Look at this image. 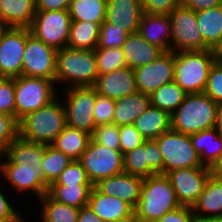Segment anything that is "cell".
Listing matches in <instances>:
<instances>
[{
    "label": "cell",
    "instance_id": "cell-1",
    "mask_svg": "<svg viewBox=\"0 0 222 222\" xmlns=\"http://www.w3.org/2000/svg\"><path fill=\"white\" fill-rule=\"evenodd\" d=\"M45 144L22 139L19 135L10 143L0 158V174L17 193L31 191L42 198L49 189L41 168Z\"/></svg>",
    "mask_w": 222,
    "mask_h": 222
},
{
    "label": "cell",
    "instance_id": "cell-2",
    "mask_svg": "<svg viewBox=\"0 0 222 222\" xmlns=\"http://www.w3.org/2000/svg\"><path fill=\"white\" fill-rule=\"evenodd\" d=\"M59 98L22 118L18 122V135L30 142L51 145L67 125L65 108Z\"/></svg>",
    "mask_w": 222,
    "mask_h": 222
},
{
    "label": "cell",
    "instance_id": "cell-3",
    "mask_svg": "<svg viewBox=\"0 0 222 222\" xmlns=\"http://www.w3.org/2000/svg\"><path fill=\"white\" fill-rule=\"evenodd\" d=\"M179 206L169 178L165 174H154L143 180L134 217L139 222H156Z\"/></svg>",
    "mask_w": 222,
    "mask_h": 222
},
{
    "label": "cell",
    "instance_id": "cell-4",
    "mask_svg": "<svg viewBox=\"0 0 222 222\" xmlns=\"http://www.w3.org/2000/svg\"><path fill=\"white\" fill-rule=\"evenodd\" d=\"M218 106L204 92L187 94L171 115V129L190 136L215 128Z\"/></svg>",
    "mask_w": 222,
    "mask_h": 222
},
{
    "label": "cell",
    "instance_id": "cell-5",
    "mask_svg": "<svg viewBox=\"0 0 222 222\" xmlns=\"http://www.w3.org/2000/svg\"><path fill=\"white\" fill-rule=\"evenodd\" d=\"M98 69L94 50H57L55 85L67 84L66 88L94 86Z\"/></svg>",
    "mask_w": 222,
    "mask_h": 222
},
{
    "label": "cell",
    "instance_id": "cell-6",
    "mask_svg": "<svg viewBox=\"0 0 222 222\" xmlns=\"http://www.w3.org/2000/svg\"><path fill=\"white\" fill-rule=\"evenodd\" d=\"M215 61V51L211 49L176 51L173 81L186 94L202 93Z\"/></svg>",
    "mask_w": 222,
    "mask_h": 222
},
{
    "label": "cell",
    "instance_id": "cell-7",
    "mask_svg": "<svg viewBox=\"0 0 222 222\" xmlns=\"http://www.w3.org/2000/svg\"><path fill=\"white\" fill-rule=\"evenodd\" d=\"M15 82V119L19 122L27 114L54 100L58 93L54 81L21 75ZM55 86V87H54Z\"/></svg>",
    "mask_w": 222,
    "mask_h": 222
},
{
    "label": "cell",
    "instance_id": "cell-8",
    "mask_svg": "<svg viewBox=\"0 0 222 222\" xmlns=\"http://www.w3.org/2000/svg\"><path fill=\"white\" fill-rule=\"evenodd\" d=\"M154 140L163 157V174L181 168L206 167L201 163L189 135L171 129Z\"/></svg>",
    "mask_w": 222,
    "mask_h": 222
},
{
    "label": "cell",
    "instance_id": "cell-9",
    "mask_svg": "<svg viewBox=\"0 0 222 222\" xmlns=\"http://www.w3.org/2000/svg\"><path fill=\"white\" fill-rule=\"evenodd\" d=\"M62 100L66 124L92 135L95 125L96 89L93 86L65 88Z\"/></svg>",
    "mask_w": 222,
    "mask_h": 222
},
{
    "label": "cell",
    "instance_id": "cell-10",
    "mask_svg": "<svg viewBox=\"0 0 222 222\" xmlns=\"http://www.w3.org/2000/svg\"><path fill=\"white\" fill-rule=\"evenodd\" d=\"M71 16L69 10L36 11L30 33L56 50L67 47Z\"/></svg>",
    "mask_w": 222,
    "mask_h": 222
},
{
    "label": "cell",
    "instance_id": "cell-11",
    "mask_svg": "<svg viewBox=\"0 0 222 222\" xmlns=\"http://www.w3.org/2000/svg\"><path fill=\"white\" fill-rule=\"evenodd\" d=\"M79 161L93 185L100 179L124 172L121 150H114L100 145L92 139H90Z\"/></svg>",
    "mask_w": 222,
    "mask_h": 222
},
{
    "label": "cell",
    "instance_id": "cell-12",
    "mask_svg": "<svg viewBox=\"0 0 222 222\" xmlns=\"http://www.w3.org/2000/svg\"><path fill=\"white\" fill-rule=\"evenodd\" d=\"M171 51L208 50L197 25L196 12L180 4L169 15Z\"/></svg>",
    "mask_w": 222,
    "mask_h": 222
},
{
    "label": "cell",
    "instance_id": "cell-13",
    "mask_svg": "<svg viewBox=\"0 0 222 222\" xmlns=\"http://www.w3.org/2000/svg\"><path fill=\"white\" fill-rule=\"evenodd\" d=\"M57 50L48 46L26 28V46L22 64V75L49 79L55 82Z\"/></svg>",
    "mask_w": 222,
    "mask_h": 222
},
{
    "label": "cell",
    "instance_id": "cell-14",
    "mask_svg": "<svg viewBox=\"0 0 222 222\" xmlns=\"http://www.w3.org/2000/svg\"><path fill=\"white\" fill-rule=\"evenodd\" d=\"M175 191L178 202L192 207L211 176L209 167L181 168L165 174Z\"/></svg>",
    "mask_w": 222,
    "mask_h": 222
},
{
    "label": "cell",
    "instance_id": "cell-15",
    "mask_svg": "<svg viewBox=\"0 0 222 222\" xmlns=\"http://www.w3.org/2000/svg\"><path fill=\"white\" fill-rule=\"evenodd\" d=\"M174 51L163 52L156 60L133 69L138 92L151 95L164 84L173 81L174 77Z\"/></svg>",
    "mask_w": 222,
    "mask_h": 222
},
{
    "label": "cell",
    "instance_id": "cell-16",
    "mask_svg": "<svg viewBox=\"0 0 222 222\" xmlns=\"http://www.w3.org/2000/svg\"><path fill=\"white\" fill-rule=\"evenodd\" d=\"M26 28L8 27L0 39V77L22 75Z\"/></svg>",
    "mask_w": 222,
    "mask_h": 222
},
{
    "label": "cell",
    "instance_id": "cell-17",
    "mask_svg": "<svg viewBox=\"0 0 222 222\" xmlns=\"http://www.w3.org/2000/svg\"><path fill=\"white\" fill-rule=\"evenodd\" d=\"M124 172L142 178L163 174V157L154 139L123 155Z\"/></svg>",
    "mask_w": 222,
    "mask_h": 222
},
{
    "label": "cell",
    "instance_id": "cell-18",
    "mask_svg": "<svg viewBox=\"0 0 222 222\" xmlns=\"http://www.w3.org/2000/svg\"><path fill=\"white\" fill-rule=\"evenodd\" d=\"M143 180L142 177L122 172L100 179L94 187L103 194L121 199L135 209L140 198Z\"/></svg>",
    "mask_w": 222,
    "mask_h": 222
},
{
    "label": "cell",
    "instance_id": "cell-19",
    "mask_svg": "<svg viewBox=\"0 0 222 222\" xmlns=\"http://www.w3.org/2000/svg\"><path fill=\"white\" fill-rule=\"evenodd\" d=\"M96 92L117 100L137 92L134 70L128 66L98 75Z\"/></svg>",
    "mask_w": 222,
    "mask_h": 222
},
{
    "label": "cell",
    "instance_id": "cell-20",
    "mask_svg": "<svg viewBox=\"0 0 222 222\" xmlns=\"http://www.w3.org/2000/svg\"><path fill=\"white\" fill-rule=\"evenodd\" d=\"M144 13L139 0H107L106 21L127 34L138 32Z\"/></svg>",
    "mask_w": 222,
    "mask_h": 222
},
{
    "label": "cell",
    "instance_id": "cell-21",
    "mask_svg": "<svg viewBox=\"0 0 222 222\" xmlns=\"http://www.w3.org/2000/svg\"><path fill=\"white\" fill-rule=\"evenodd\" d=\"M88 206L103 222H118L134 217V209L121 199L91 189Z\"/></svg>",
    "mask_w": 222,
    "mask_h": 222
},
{
    "label": "cell",
    "instance_id": "cell-22",
    "mask_svg": "<svg viewBox=\"0 0 222 222\" xmlns=\"http://www.w3.org/2000/svg\"><path fill=\"white\" fill-rule=\"evenodd\" d=\"M139 34L163 52L171 50V21L166 14L143 13Z\"/></svg>",
    "mask_w": 222,
    "mask_h": 222
},
{
    "label": "cell",
    "instance_id": "cell-23",
    "mask_svg": "<svg viewBox=\"0 0 222 222\" xmlns=\"http://www.w3.org/2000/svg\"><path fill=\"white\" fill-rule=\"evenodd\" d=\"M126 65L132 69L144 66L156 60L163 51L146 41L139 32L128 34L121 47Z\"/></svg>",
    "mask_w": 222,
    "mask_h": 222
},
{
    "label": "cell",
    "instance_id": "cell-24",
    "mask_svg": "<svg viewBox=\"0 0 222 222\" xmlns=\"http://www.w3.org/2000/svg\"><path fill=\"white\" fill-rule=\"evenodd\" d=\"M191 208L198 220L222 216V179L210 176Z\"/></svg>",
    "mask_w": 222,
    "mask_h": 222
},
{
    "label": "cell",
    "instance_id": "cell-25",
    "mask_svg": "<svg viewBox=\"0 0 222 222\" xmlns=\"http://www.w3.org/2000/svg\"><path fill=\"white\" fill-rule=\"evenodd\" d=\"M35 13V0H0V23L6 27L29 28Z\"/></svg>",
    "mask_w": 222,
    "mask_h": 222
},
{
    "label": "cell",
    "instance_id": "cell-26",
    "mask_svg": "<svg viewBox=\"0 0 222 222\" xmlns=\"http://www.w3.org/2000/svg\"><path fill=\"white\" fill-rule=\"evenodd\" d=\"M150 106V96L138 91L117 99L113 123L117 126L134 124L135 120Z\"/></svg>",
    "mask_w": 222,
    "mask_h": 222
},
{
    "label": "cell",
    "instance_id": "cell-27",
    "mask_svg": "<svg viewBox=\"0 0 222 222\" xmlns=\"http://www.w3.org/2000/svg\"><path fill=\"white\" fill-rule=\"evenodd\" d=\"M197 25L205 45L214 50L222 42V8L220 5L196 12Z\"/></svg>",
    "mask_w": 222,
    "mask_h": 222
},
{
    "label": "cell",
    "instance_id": "cell-28",
    "mask_svg": "<svg viewBox=\"0 0 222 222\" xmlns=\"http://www.w3.org/2000/svg\"><path fill=\"white\" fill-rule=\"evenodd\" d=\"M134 126L146 140L156 139L171 130V115L151 105L135 120Z\"/></svg>",
    "mask_w": 222,
    "mask_h": 222
},
{
    "label": "cell",
    "instance_id": "cell-29",
    "mask_svg": "<svg viewBox=\"0 0 222 222\" xmlns=\"http://www.w3.org/2000/svg\"><path fill=\"white\" fill-rule=\"evenodd\" d=\"M203 166L211 167L222 153V136L215 128L190 135Z\"/></svg>",
    "mask_w": 222,
    "mask_h": 222
},
{
    "label": "cell",
    "instance_id": "cell-30",
    "mask_svg": "<svg viewBox=\"0 0 222 222\" xmlns=\"http://www.w3.org/2000/svg\"><path fill=\"white\" fill-rule=\"evenodd\" d=\"M90 139V134L66 125L51 145L72 160H79Z\"/></svg>",
    "mask_w": 222,
    "mask_h": 222
},
{
    "label": "cell",
    "instance_id": "cell-31",
    "mask_svg": "<svg viewBox=\"0 0 222 222\" xmlns=\"http://www.w3.org/2000/svg\"><path fill=\"white\" fill-rule=\"evenodd\" d=\"M100 25L90 21H72L67 47L94 50L99 41Z\"/></svg>",
    "mask_w": 222,
    "mask_h": 222
},
{
    "label": "cell",
    "instance_id": "cell-32",
    "mask_svg": "<svg viewBox=\"0 0 222 222\" xmlns=\"http://www.w3.org/2000/svg\"><path fill=\"white\" fill-rule=\"evenodd\" d=\"M94 185H49L47 194L57 202L81 208L88 205Z\"/></svg>",
    "mask_w": 222,
    "mask_h": 222
},
{
    "label": "cell",
    "instance_id": "cell-33",
    "mask_svg": "<svg viewBox=\"0 0 222 222\" xmlns=\"http://www.w3.org/2000/svg\"><path fill=\"white\" fill-rule=\"evenodd\" d=\"M107 0H71L72 21H90L101 25L106 20Z\"/></svg>",
    "mask_w": 222,
    "mask_h": 222
},
{
    "label": "cell",
    "instance_id": "cell-34",
    "mask_svg": "<svg viewBox=\"0 0 222 222\" xmlns=\"http://www.w3.org/2000/svg\"><path fill=\"white\" fill-rule=\"evenodd\" d=\"M42 222H77L80 208H75L52 199L47 193L38 199Z\"/></svg>",
    "mask_w": 222,
    "mask_h": 222
},
{
    "label": "cell",
    "instance_id": "cell-35",
    "mask_svg": "<svg viewBox=\"0 0 222 222\" xmlns=\"http://www.w3.org/2000/svg\"><path fill=\"white\" fill-rule=\"evenodd\" d=\"M186 95V92L175 81H172L159 87L149 96L152 106L172 115Z\"/></svg>",
    "mask_w": 222,
    "mask_h": 222
},
{
    "label": "cell",
    "instance_id": "cell-36",
    "mask_svg": "<svg viewBox=\"0 0 222 222\" xmlns=\"http://www.w3.org/2000/svg\"><path fill=\"white\" fill-rule=\"evenodd\" d=\"M72 159L52 145L45 144V153L41 168L45 181L50 185L60 176L62 171L71 163Z\"/></svg>",
    "mask_w": 222,
    "mask_h": 222
},
{
    "label": "cell",
    "instance_id": "cell-37",
    "mask_svg": "<svg viewBox=\"0 0 222 222\" xmlns=\"http://www.w3.org/2000/svg\"><path fill=\"white\" fill-rule=\"evenodd\" d=\"M98 75L126 67V60L121 47L94 49Z\"/></svg>",
    "mask_w": 222,
    "mask_h": 222
},
{
    "label": "cell",
    "instance_id": "cell-38",
    "mask_svg": "<svg viewBox=\"0 0 222 222\" xmlns=\"http://www.w3.org/2000/svg\"><path fill=\"white\" fill-rule=\"evenodd\" d=\"M50 185H93L79 160H72Z\"/></svg>",
    "mask_w": 222,
    "mask_h": 222
},
{
    "label": "cell",
    "instance_id": "cell-39",
    "mask_svg": "<svg viewBox=\"0 0 222 222\" xmlns=\"http://www.w3.org/2000/svg\"><path fill=\"white\" fill-rule=\"evenodd\" d=\"M128 34L106 20L100 25L98 48L122 47Z\"/></svg>",
    "mask_w": 222,
    "mask_h": 222
},
{
    "label": "cell",
    "instance_id": "cell-40",
    "mask_svg": "<svg viewBox=\"0 0 222 222\" xmlns=\"http://www.w3.org/2000/svg\"><path fill=\"white\" fill-rule=\"evenodd\" d=\"M91 139L100 145L120 150L119 126L114 123L97 125L94 128Z\"/></svg>",
    "mask_w": 222,
    "mask_h": 222
},
{
    "label": "cell",
    "instance_id": "cell-41",
    "mask_svg": "<svg viewBox=\"0 0 222 222\" xmlns=\"http://www.w3.org/2000/svg\"><path fill=\"white\" fill-rule=\"evenodd\" d=\"M0 113H4L15 118L14 78L0 77Z\"/></svg>",
    "mask_w": 222,
    "mask_h": 222
},
{
    "label": "cell",
    "instance_id": "cell-42",
    "mask_svg": "<svg viewBox=\"0 0 222 222\" xmlns=\"http://www.w3.org/2000/svg\"><path fill=\"white\" fill-rule=\"evenodd\" d=\"M204 93L218 105L222 104V63L217 60L209 71Z\"/></svg>",
    "mask_w": 222,
    "mask_h": 222
},
{
    "label": "cell",
    "instance_id": "cell-43",
    "mask_svg": "<svg viewBox=\"0 0 222 222\" xmlns=\"http://www.w3.org/2000/svg\"><path fill=\"white\" fill-rule=\"evenodd\" d=\"M115 109V100L96 92L94 107L95 125L112 124Z\"/></svg>",
    "mask_w": 222,
    "mask_h": 222
},
{
    "label": "cell",
    "instance_id": "cell-44",
    "mask_svg": "<svg viewBox=\"0 0 222 222\" xmlns=\"http://www.w3.org/2000/svg\"><path fill=\"white\" fill-rule=\"evenodd\" d=\"M120 150L122 154L141 146L146 140L134 124L119 126Z\"/></svg>",
    "mask_w": 222,
    "mask_h": 222
},
{
    "label": "cell",
    "instance_id": "cell-45",
    "mask_svg": "<svg viewBox=\"0 0 222 222\" xmlns=\"http://www.w3.org/2000/svg\"><path fill=\"white\" fill-rule=\"evenodd\" d=\"M18 136V121L0 113V154H4L10 143Z\"/></svg>",
    "mask_w": 222,
    "mask_h": 222
},
{
    "label": "cell",
    "instance_id": "cell-46",
    "mask_svg": "<svg viewBox=\"0 0 222 222\" xmlns=\"http://www.w3.org/2000/svg\"><path fill=\"white\" fill-rule=\"evenodd\" d=\"M145 13L169 15L181 0H139Z\"/></svg>",
    "mask_w": 222,
    "mask_h": 222
},
{
    "label": "cell",
    "instance_id": "cell-47",
    "mask_svg": "<svg viewBox=\"0 0 222 222\" xmlns=\"http://www.w3.org/2000/svg\"><path fill=\"white\" fill-rule=\"evenodd\" d=\"M196 220L192 208L181 205L164 214L156 222H195Z\"/></svg>",
    "mask_w": 222,
    "mask_h": 222
},
{
    "label": "cell",
    "instance_id": "cell-48",
    "mask_svg": "<svg viewBox=\"0 0 222 222\" xmlns=\"http://www.w3.org/2000/svg\"><path fill=\"white\" fill-rule=\"evenodd\" d=\"M71 0H35L36 11L69 10Z\"/></svg>",
    "mask_w": 222,
    "mask_h": 222
},
{
    "label": "cell",
    "instance_id": "cell-49",
    "mask_svg": "<svg viewBox=\"0 0 222 222\" xmlns=\"http://www.w3.org/2000/svg\"><path fill=\"white\" fill-rule=\"evenodd\" d=\"M222 0H181V4L187 8L199 12L220 5Z\"/></svg>",
    "mask_w": 222,
    "mask_h": 222
},
{
    "label": "cell",
    "instance_id": "cell-50",
    "mask_svg": "<svg viewBox=\"0 0 222 222\" xmlns=\"http://www.w3.org/2000/svg\"><path fill=\"white\" fill-rule=\"evenodd\" d=\"M0 188V220L11 218L15 216L18 211L10 204L11 202L6 198V195L2 192Z\"/></svg>",
    "mask_w": 222,
    "mask_h": 222
},
{
    "label": "cell",
    "instance_id": "cell-51",
    "mask_svg": "<svg viewBox=\"0 0 222 222\" xmlns=\"http://www.w3.org/2000/svg\"><path fill=\"white\" fill-rule=\"evenodd\" d=\"M77 222H103L101 218L94 213L90 206L85 205L80 208Z\"/></svg>",
    "mask_w": 222,
    "mask_h": 222
},
{
    "label": "cell",
    "instance_id": "cell-52",
    "mask_svg": "<svg viewBox=\"0 0 222 222\" xmlns=\"http://www.w3.org/2000/svg\"><path fill=\"white\" fill-rule=\"evenodd\" d=\"M211 176L222 179V153L210 167Z\"/></svg>",
    "mask_w": 222,
    "mask_h": 222
},
{
    "label": "cell",
    "instance_id": "cell-53",
    "mask_svg": "<svg viewBox=\"0 0 222 222\" xmlns=\"http://www.w3.org/2000/svg\"><path fill=\"white\" fill-rule=\"evenodd\" d=\"M215 129L222 136V104L218 106Z\"/></svg>",
    "mask_w": 222,
    "mask_h": 222
},
{
    "label": "cell",
    "instance_id": "cell-54",
    "mask_svg": "<svg viewBox=\"0 0 222 222\" xmlns=\"http://www.w3.org/2000/svg\"><path fill=\"white\" fill-rule=\"evenodd\" d=\"M0 222H25V219H23V215L18 212L15 216L0 220Z\"/></svg>",
    "mask_w": 222,
    "mask_h": 222
},
{
    "label": "cell",
    "instance_id": "cell-55",
    "mask_svg": "<svg viewBox=\"0 0 222 222\" xmlns=\"http://www.w3.org/2000/svg\"><path fill=\"white\" fill-rule=\"evenodd\" d=\"M215 57L216 60L222 63V42L220 45L215 49Z\"/></svg>",
    "mask_w": 222,
    "mask_h": 222
},
{
    "label": "cell",
    "instance_id": "cell-56",
    "mask_svg": "<svg viewBox=\"0 0 222 222\" xmlns=\"http://www.w3.org/2000/svg\"><path fill=\"white\" fill-rule=\"evenodd\" d=\"M205 222H222V216L204 220Z\"/></svg>",
    "mask_w": 222,
    "mask_h": 222
},
{
    "label": "cell",
    "instance_id": "cell-57",
    "mask_svg": "<svg viewBox=\"0 0 222 222\" xmlns=\"http://www.w3.org/2000/svg\"><path fill=\"white\" fill-rule=\"evenodd\" d=\"M7 28H8V27H6V26H4V25H2V24L0 23V39H1V37H2L3 32H4Z\"/></svg>",
    "mask_w": 222,
    "mask_h": 222
},
{
    "label": "cell",
    "instance_id": "cell-58",
    "mask_svg": "<svg viewBox=\"0 0 222 222\" xmlns=\"http://www.w3.org/2000/svg\"><path fill=\"white\" fill-rule=\"evenodd\" d=\"M118 222H139L135 217H132L128 220L118 221Z\"/></svg>",
    "mask_w": 222,
    "mask_h": 222
},
{
    "label": "cell",
    "instance_id": "cell-59",
    "mask_svg": "<svg viewBox=\"0 0 222 222\" xmlns=\"http://www.w3.org/2000/svg\"><path fill=\"white\" fill-rule=\"evenodd\" d=\"M195 222H205V221H204V220H198V219H197Z\"/></svg>",
    "mask_w": 222,
    "mask_h": 222
}]
</instances>
